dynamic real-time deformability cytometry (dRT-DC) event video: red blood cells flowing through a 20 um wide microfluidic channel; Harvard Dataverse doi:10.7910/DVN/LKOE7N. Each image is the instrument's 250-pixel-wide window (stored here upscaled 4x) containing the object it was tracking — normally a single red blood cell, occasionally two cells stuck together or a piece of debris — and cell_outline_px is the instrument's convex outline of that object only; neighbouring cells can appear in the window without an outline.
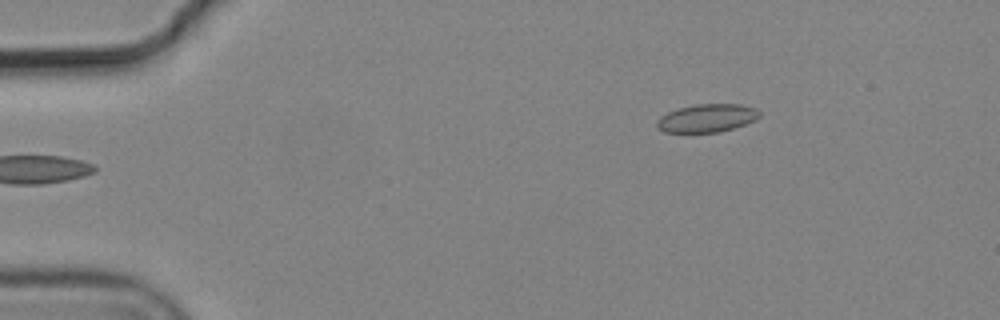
{"species": "common noctule bat (a hibernating species)", "species_latin": "Nyctalus noctula", "temperature_condition": "cold", "stored_images_in_passage": 2, "camera_frame_rate_fps": 3000, "um_per_image_px": 0.085, "animal": {"sex": "male", "body_mass_g": 19.2, "forearm_length_mm": 51.8}, "frame": {"image": 1, "passage_image": 2, "time_ms": 0.333, "image_size_px": [1000, 320], "cell_outline_px": [[760, 116], [756, 120], [720, 132], [664, 132], [656, 128], [656, 120], [660, 116], [676, 108], [696, 104], [740, 104], [756, 108], [760, 112]], "centroid_in_image_um": [60.06, 10.03], "position_along_channel_um": 24.9, "area_um2": 16.94}}